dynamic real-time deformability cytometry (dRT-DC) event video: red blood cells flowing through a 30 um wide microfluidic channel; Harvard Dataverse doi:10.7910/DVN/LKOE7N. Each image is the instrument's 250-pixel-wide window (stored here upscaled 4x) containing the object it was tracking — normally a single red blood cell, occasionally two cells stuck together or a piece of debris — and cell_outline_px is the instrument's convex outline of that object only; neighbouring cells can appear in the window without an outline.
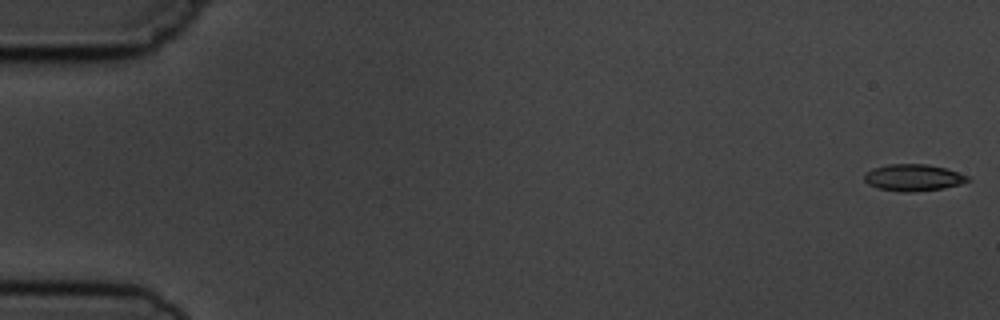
{"species": "common noctule bat (a hibernating species)", "species_latin": "Nyctalus noctula", "temperature_condition": "cold", "stored_images_in_passage": 8, "camera_frame_rate_fps": 3000, "um_per_image_px": 0.085, "animal": {"sex": "male", "body_mass_g": 19.5, "forearm_length_mm": 54.6}, "frame": {"image": 1, "passage_image": 1, "time_ms": 0.0, "image_size_px": [1000, 320], "cell_outline_px": [[972, 180], [960, 184], [944, 188], [912, 192], [900, 192], [876, 188], [868, 184], [864, 180], [864, 172], [872, 168], [888, 164], [928, 164], [944, 168], [968, 176]], "centroid_in_image_um": [77.59, 15.1], "position_along_channel_um": 7.4, "area_um2": 16.24}}
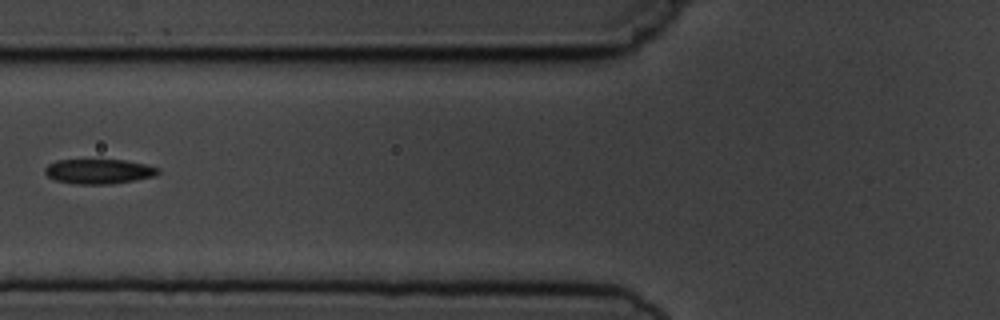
{"frame": {"image": 2, "passage_image": 7, "time_ms": 7.0, "image_size_px": [1000, 320], "cell_outline_px": [[160, 172], [156, 176], [112, 184], [72, 184], [56, 180], [48, 176], [44, 172], [44, 168], [48, 164], [56, 160], [124, 160], [148, 164], [160, 168]], "centroid_in_image_um": [8.42, 14.57], "position_along_channel_um": 117.4, "area_um2": 16.53}}
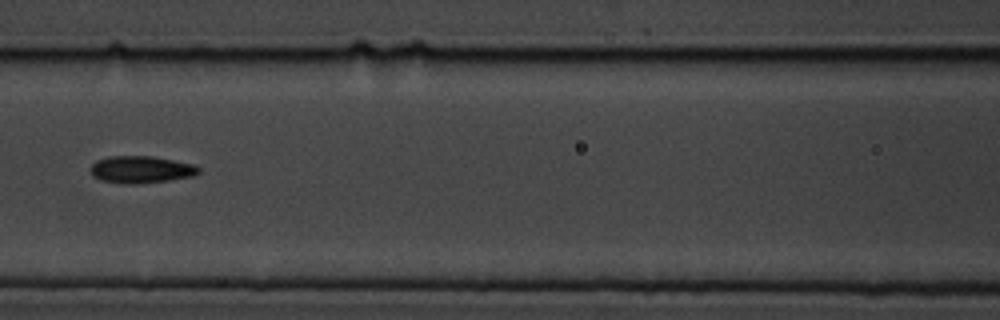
{"frame": {"image": 3, "passage_image": 8, "time_ms": 8.0, "image_size_px": [1000, 320], "cell_outline_px": [[200, 172], [192, 176], [168, 180], [136, 184], [124, 184], [100, 180], [92, 176], [88, 168], [96, 160], [108, 156], [152, 156], [192, 164], [200, 168]], "centroid_in_image_um": [11.92, 14.41], "position_along_channel_um": 154.7, "area_um2": 17.17}}